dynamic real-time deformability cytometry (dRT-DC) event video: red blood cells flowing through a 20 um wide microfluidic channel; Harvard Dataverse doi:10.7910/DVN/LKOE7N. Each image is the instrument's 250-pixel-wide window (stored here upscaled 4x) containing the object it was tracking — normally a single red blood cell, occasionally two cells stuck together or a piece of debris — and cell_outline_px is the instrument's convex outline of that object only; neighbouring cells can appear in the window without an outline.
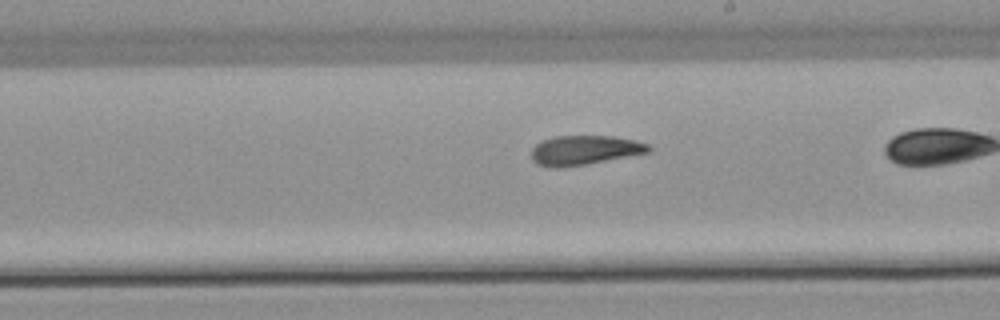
{"species": "common noctule bat (a hibernating species)", "species_latin": "Nyctalus noctula", "temperature_condition": "warm", "stored_images_in_passage": 40, "camera_frame_rate_fps": 3000, "um_per_image_px": 0.085, "animal": {"sex": "male", "body_mass_g": 21.5, "forearm_length_mm": 52.0}, "frame": {"image": 1, "passage_image": 29, "time_ms": 9.333, "image_size_px": [1000, 320], "cell_outline_px": [[652, 148], [648, 152], [584, 164], [556, 168], [536, 164], [532, 160], [532, 148], [536, 144], [544, 140], [556, 136], [616, 136], [636, 140], [648, 144]], "centroid_in_image_um": [49.67, 12.75], "position_along_channel_um": 239.3, "area_um2": 19.83}}